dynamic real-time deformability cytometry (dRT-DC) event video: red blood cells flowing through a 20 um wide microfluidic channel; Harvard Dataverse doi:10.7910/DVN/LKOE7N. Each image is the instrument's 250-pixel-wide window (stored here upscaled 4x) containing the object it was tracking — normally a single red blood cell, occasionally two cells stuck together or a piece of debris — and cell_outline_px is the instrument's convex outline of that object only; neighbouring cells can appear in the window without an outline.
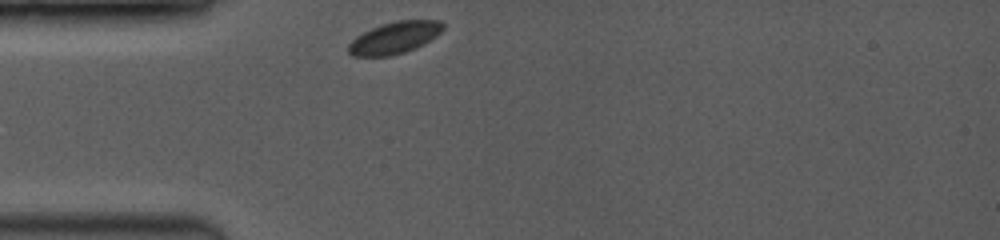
{"species": "common noctule bat (a hibernating species)", "species_latin": "Nyctalus noctula", "temperature_condition": "room temperature", "stored_images_in_passage": 35, "camera_frame_rate_fps": 3500, "um_per_image_px": 0.085, "animal": {"sex": "female", "body_mass_g": 19.0, "forearm_length_mm": 53.3}, "frame": {"image": 1, "passage_image": 1, "time_ms": 0.0, "image_size_px": [1000, 240], "cell_outline_px": [[444, 28], [436, 36], [416, 48], [404, 52], [388, 56], [352, 56], [348, 52], [348, 44], [356, 36], [372, 28], [396, 20], [440, 20], [444, 24]], "centroid_in_image_um": [33.54, 3.21], "position_along_channel_um": 51.5, "area_um2": 17.46}}
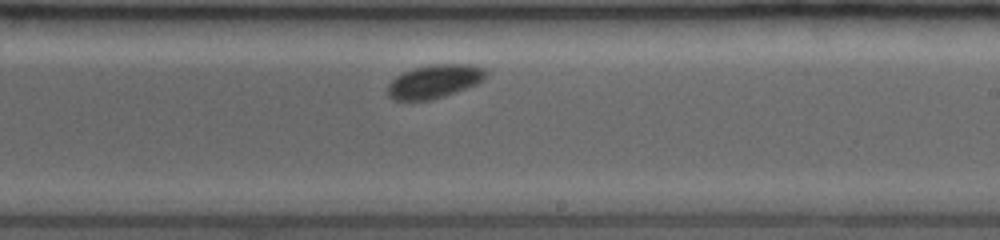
{"frame": {"image": 2, "passage_image": 20, "time_ms": 5.429, "image_size_px": [1000, 240], "cell_outline_px": [[488, 76], [484, 80], [476, 84], [444, 96], [432, 100], [392, 100], [388, 96], [388, 84], [396, 76], [412, 68], [428, 64], [472, 64], [484, 68], [488, 72]], "centroid_in_image_um": [36.94, 6.9], "position_along_channel_um": 252.1, "area_um2": 19.36}}
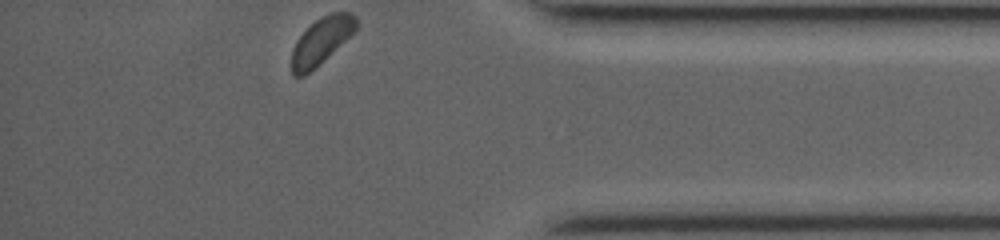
{"frame": {"image": 3, "passage_image": 35, "time_ms": 9.714, "image_size_px": [1000, 240], "cell_outline_px": [[356, 28], [316, 68], [304, 76], [292, 76], [292, 48], [296, 40], [320, 16], [332, 12], [348, 12], [356, 16]], "centroid_in_image_um": [27.27, 3.49], "position_along_channel_um": 407.9, "area_um2": 17.17}, "authors_computed_cell_mechanics": {"area_um2": 18.3226, "velocity_mm_per_s": 3.8935, "shape_relaxation_time_tau1_ms": 4.4778, "shape_relaxation_time_tau2_ms": null, "deformation_change_tau1": 0.0284, "deformation_change_tau2": null}}